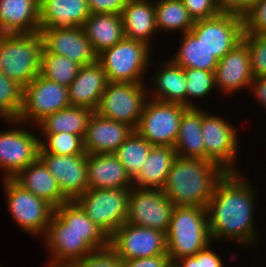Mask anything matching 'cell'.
I'll return each instance as SVG.
<instances>
[{
    "label": "cell",
    "mask_w": 266,
    "mask_h": 267,
    "mask_svg": "<svg viewBox=\"0 0 266 267\" xmlns=\"http://www.w3.org/2000/svg\"><path fill=\"white\" fill-rule=\"evenodd\" d=\"M152 146L134 130L114 152V155L124 166L132 180L140 173V169L146 162Z\"/></svg>",
    "instance_id": "e575fe53"
},
{
    "label": "cell",
    "mask_w": 266,
    "mask_h": 267,
    "mask_svg": "<svg viewBox=\"0 0 266 267\" xmlns=\"http://www.w3.org/2000/svg\"><path fill=\"white\" fill-rule=\"evenodd\" d=\"M130 188L87 189L74 201L110 237L126 222Z\"/></svg>",
    "instance_id": "8992f818"
},
{
    "label": "cell",
    "mask_w": 266,
    "mask_h": 267,
    "mask_svg": "<svg viewBox=\"0 0 266 267\" xmlns=\"http://www.w3.org/2000/svg\"><path fill=\"white\" fill-rule=\"evenodd\" d=\"M125 38L138 40L151 46L150 40L157 31L154 2L128 0L121 12Z\"/></svg>",
    "instance_id": "484cf974"
},
{
    "label": "cell",
    "mask_w": 266,
    "mask_h": 267,
    "mask_svg": "<svg viewBox=\"0 0 266 267\" xmlns=\"http://www.w3.org/2000/svg\"><path fill=\"white\" fill-rule=\"evenodd\" d=\"M187 106L146 99L135 131L151 145L174 147L180 119Z\"/></svg>",
    "instance_id": "9c48e42d"
},
{
    "label": "cell",
    "mask_w": 266,
    "mask_h": 267,
    "mask_svg": "<svg viewBox=\"0 0 266 267\" xmlns=\"http://www.w3.org/2000/svg\"><path fill=\"white\" fill-rule=\"evenodd\" d=\"M107 84L106 73L99 62L80 67L76 78L67 87L71 106L95 111Z\"/></svg>",
    "instance_id": "7402d4cb"
},
{
    "label": "cell",
    "mask_w": 266,
    "mask_h": 267,
    "mask_svg": "<svg viewBox=\"0 0 266 267\" xmlns=\"http://www.w3.org/2000/svg\"><path fill=\"white\" fill-rule=\"evenodd\" d=\"M44 238L47 250L52 256V262L50 261L47 267H68L94 251L55 213L51 217Z\"/></svg>",
    "instance_id": "e0dca14e"
},
{
    "label": "cell",
    "mask_w": 266,
    "mask_h": 267,
    "mask_svg": "<svg viewBox=\"0 0 266 267\" xmlns=\"http://www.w3.org/2000/svg\"><path fill=\"white\" fill-rule=\"evenodd\" d=\"M194 21L211 18L221 13L220 0H182Z\"/></svg>",
    "instance_id": "7bdbcfd3"
},
{
    "label": "cell",
    "mask_w": 266,
    "mask_h": 267,
    "mask_svg": "<svg viewBox=\"0 0 266 267\" xmlns=\"http://www.w3.org/2000/svg\"><path fill=\"white\" fill-rule=\"evenodd\" d=\"M54 213L94 251L109 246V237L96 226L75 201L57 206Z\"/></svg>",
    "instance_id": "4316f807"
},
{
    "label": "cell",
    "mask_w": 266,
    "mask_h": 267,
    "mask_svg": "<svg viewBox=\"0 0 266 267\" xmlns=\"http://www.w3.org/2000/svg\"><path fill=\"white\" fill-rule=\"evenodd\" d=\"M157 30L189 32L195 24L182 0H158L154 2Z\"/></svg>",
    "instance_id": "836d02e7"
},
{
    "label": "cell",
    "mask_w": 266,
    "mask_h": 267,
    "mask_svg": "<svg viewBox=\"0 0 266 267\" xmlns=\"http://www.w3.org/2000/svg\"><path fill=\"white\" fill-rule=\"evenodd\" d=\"M178 52L172 61L183 69L215 71L218 59L190 31L183 34Z\"/></svg>",
    "instance_id": "d6a6232c"
},
{
    "label": "cell",
    "mask_w": 266,
    "mask_h": 267,
    "mask_svg": "<svg viewBox=\"0 0 266 267\" xmlns=\"http://www.w3.org/2000/svg\"><path fill=\"white\" fill-rule=\"evenodd\" d=\"M39 158L70 201H74L88 189L87 153L81 155L39 153Z\"/></svg>",
    "instance_id": "ac0fdd59"
},
{
    "label": "cell",
    "mask_w": 266,
    "mask_h": 267,
    "mask_svg": "<svg viewBox=\"0 0 266 267\" xmlns=\"http://www.w3.org/2000/svg\"><path fill=\"white\" fill-rule=\"evenodd\" d=\"M94 110L81 106H69L45 116L36 125L41 133L66 132L84 138L88 121Z\"/></svg>",
    "instance_id": "1f68e13d"
},
{
    "label": "cell",
    "mask_w": 266,
    "mask_h": 267,
    "mask_svg": "<svg viewBox=\"0 0 266 267\" xmlns=\"http://www.w3.org/2000/svg\"><path fill=\"white\" fill-rule=\"evenodd\" d=\"M190 32L220 60L242 41L243 16L222 11L214 17L195 21Z\"/></svg>",
    "instance_id": "7c38bea8"
},
{
    "label": "cell",
    "mask_w": 266,
    "mask_h": 267,
    "mask_svg": "<svg viewBox=\"0 0 266 267\" xmlns=\"http://www.w3.org/2000/svg\"><path fill=\"white\" fill-rule=\"evenodd\" d=\"M43 48L52 54L68 57L81 67L98 62V53L82 27L40 28Z\"/></svg>",
    "instance_id": "2e32d148"
},
{
    "label": "cell",
    "mask_w": 266,
    "mask_h": 267,
    "mask_svg": "<svg viewBox=\"0 0 266 267\" xmlns=\"http://www.w3.org/2000/svg\"><path fill=\"white\" fill-rule=\"evenodd\" d=\"M237 172H226L207 204L211 241L232 239L241 245L257 242L254 223L255 188ZM245 180V181H244Z\"/></svg>",
    "instance_id": "6da1fadb"
},
{
    "label": "cell",
    "mask_w": 266,
    "mask_h": 267,
    "mask_svg": "<svg viewBox=\"0 0 266 267\" xmlns=\"http://www.w3.org/2000/svg\"><path fill=\"white\" fill-rule=\"evenodd\" d=\"M210 243L206 208L174 206L166 234L167 254L171 263L194 256Z\"/></svg>",
    "instance_id": "3957f363"
},
{
    "label": "cell",
    "mask_w": 266,
    "mask_h": 267,
    "mask_svg": "<svg viewBox=\"0 0 266 267\" xmlns=\"http://www.w3.org/2000/svg\"><path fill=\"white\" fill-rule=\"evenodd\" d=\"M40 138L26 129L0 132V169L4 178H13L39 158Z\"/></svg>",
    "instance_id": "9a60e30c"
},
{
    "label": "cell",
    "mask_w": 266,
    "mask_h": 267,
    "mask_svg": "<svg viewBox=\"0 0 266 267\" xmlns=\"http://www.w3.org/2000/svg\"><path fill=\"white\" fill-rule=\"evenodd\" d=\"M3 179L6 202L14 222L28 234L45 236L55 208L22 188L12 178Z\"/></svg>",
    "instance_id": "30bf717a"
},
{
    "label": "cell",
    "mask_w": 266,
    "mask_h": 267,
    "mask_svg": "<svg viewBox=\"0 0 266 267\" xmlns=\"http://www.w3.org/2000/svg\"><path fill=\"white\" fill-rule=\"evenodd\" d=\"M45 142L40 139L39 153L55 155L85 154L83 138L66 132L43 133Z\"/></svg>",
    "instance_id": "74e56055"
},
{
    "label": "cell",
    "mask_w": 266,
    "mask_h": 267,
    "mask_svg": "<svg viewBox=\"0 0 266 267\" xmlns=\"http://www.w3.org/2000/svg\"><path fill=\"white\" fill-rule=\"evenodd\" d=\"M12 179L25 190L50 203L54 208L70 201L62 193L58 182L40 158L19 171Z\"/></svg>",
    "instance_id": "603a6c76"
},
{
    "label": "cell",
    "mask_w": 266,
    "mask_h": 267,
    "mask_svg": "<svg viewBox=\"0 0 266 267\" xmlns=\"http://www.w3.org/2000/svg\"><path fill=\"white\" fill-rule=\"evenodd\" d=\"M170 263L168 255L121 260L122 267H168Z\"/></svg>",
    "instance_id": "f6af8a7d"
},
{
    "label": "cell",
    "mask_w": 266,
    "mask_h": 267,
    "mask_svg": "<svg viewBox=\"0 0 266 267\" xmlns=\"http://www.w3.org/2000/svg\"><path fill=\"white\" fill-rule=\"evenodd\" d=\"M247 44L253 77L266 76V35L243 34Z\"/></svg>",
    "instance_id": "ab89813d"
},
{
    "label": "cell",
    "mask_w": 266,
    "mask_h": 267,
    "mask_svg": "<svg viewBox=\"0 0 266 267\" xmlns=\"http://www.w3.org/2000/svg\"><path fill=\"white\" fill-rule=\"evenodd\" d=\"M162 67L164 68L152 77L155 89L149 99L186 106L185 69L175 64L171 58Z\"/></svg>",
    "instance_id": "4dcf8cb0"
},
{
    "label": "cell",
    "mask_w": 266,
    "mask_h": 267,
    "mask_svg": "<svg viewBox=\"0 0 266 267\" xmlns=\"http://www.w3.org/2000/svg\"><path fill=\"white\" fill-rule=\"evenodd\" d=\"M174 206L161 189L132 186L126 223L152 228L167 234Z\"/></svg>",
    "instance_id": "8fae6325"
},
{
    "label": "cell",
    "mask_w": 266,
    "mask_h": 267,
    "mask_svg": "<svg viewBox=\"0 0 266 267\" xmlns=\"http://www.w3.org/2000/svg\"><path fill=\"white\" fill-rule=\"evenodd\" d=\"M68 267H122L121 259L108 246L107 248L93 251L81 261Z\"/></svg>",
    "instance_id": "b9f144b4"
},
{
    "label": "cell",
    "mask_w": 266,
    "mask_h": 267,
    "mask_svg": "<svg viewBox=\"0 0 266 267\" xmlns=\"http://www.w3.org/2000/svg\"><path fill=\"white\" fill-rule=\"evenodd\" d=\"M144 85L146 84L108 82L95 112L105 118L125 123L135 130L141 119L145 99L149 98Z\"/></svg>",
    "instance_id": "52a82bcc"
},
{
    "label": "cell",
    "mask_w": 266,
    "mask_h": 267,
    "mask_svg": "<svg viewBox=\"0 0 266 267\" xmlns=\"http://www.w3.org/2000/svg\"><path fill=\"white\" fill-rule=\"evenodd\" d=\"M214 73L215 85L224 93H235L244 87H250L254 77L247 44L242 40L230 50L218 61Z\"/></svg>",
    "instance_id": "d6986e66"
},
{
    "label": "cell",
    "mask_w": 266,
    "mask_h": 267,
    "mask_svg": "<svg viewBox=\"0 0 266 267\" xmlns=\"http://www.w3.org/2000/svg\"><path fill=\"white\" fill-rule=\"evenodd\" d=\"M109 247L121 260L168 255L165 233L126 222L109 237Z\"/></svg>",
    "instance_id": "4fadbf2b"
},
{
    "label": "cell",
    "mask_w": 266,
    "mask_h": 267,
    "mask_svg": "<svg viewBox=\"0 0 266 267\" xmlns=\"http://www.w3.org/2000/svg\"><path fill=\"white\" fill-rule=\"evenodd\" d=\"M128 0H87L89 12L92 14H121Z\"/></svg>",
    "instance_id": "ee69618b"
},
{
    "label": "cell",
    "mask_w": 266,
    "mask_h": 267,
    "mask_svg": "<svg viewBox=\"0 0 266 267\" xmlns=\"http://www.w3.org/2000/svg\"><path fill=\"white\" fill-rule=\"evenodd\" d=\"M88 189L131 188L133 180L114 153L87 154Z\"/></svg>",
    "instance_id": "44dd1931"
},
{
    "label": "cell",
    "mask_w": 266,
    "mask_h": 267,
    "mask_svg": "<svg viewBox=\"0 0 266 267\" xmlns=\"http://www.w3.org/2000/svg\"><path fill=\"white\" fill-rule=\"evenodd\" d=\"M150 51L146 43L124 37L99 53L98 62L108 82L144 83L142 76L149 65Z\"/></svg>",
    "instance_id": "5b68a950"
},
{
    "label": "cell",
    "mask_w": 266,
    "mask_h": 267,
    "mask_svg": "<svg viewBox=\"0 0 266 267\" xmlns=\"http://www.w3.org/2000/svg\"><path fill=\"white\" fill-rule=\"evenodd\" d=\"M177 267H198V262L193 256L184 257L173 262Z\"/></svg>",
    "instance_id": "681fc988"
},
{
    "label": "cell",
    "mask_w": 266,
    "mask_h": 267,
    "mask_svg": "<svg viewBox=\"0 0 266 267\" xmlns=\"http://www.w3.org/2000/svg\"><path fill=\"white\" fill-rule=\"evenodd\" d=\"M201 133L205 145V160L218 164L226 172H237V131L224 118L213 116L202 110Z\"/></svg>",
    "instance_id": "5bb4252c"
},
{
    "label": "cell",
    "mask_w": 266,
    "mask_h": 267,
    "mask_svg": "<svg viewBox=\"0 0 266 267\" xmlns=\"http://www.w3.org/2000/svg\"><path fill=\"white\" fill-rule=\"evenodd\" d=\"M258 0H220L223 11L243 15Z\"/></svg>",
    "instance_id": "7dc6e473"
},
{
    "label": "cell",
    "mask_w": 266,
    "mask_h": 267,
    "mask_svg": "<svg viewBox=\"0 0 266 267\" xmlns=\"http://www.w3.org/2000/svg\"><path fill=\"white\" fill-rule=\"evenodd\" d=\"M133 131L129 125L105 118L94 111L83 138L85 153H114Z\"/></svg>",
    "instance_id": "ffe728a7"
},
{
    "label": "cell",
    "mask_w": 266,
    "mask_h": 267,
    "mask_svg": "<svg viewBox=\"0 0 266 267\" xmlns=\"http://www.w3.org/2000/svg\"><path fill=\"white\" fill-rule=\"evenodd\" d=\"M71 106L68 88L38 74L23 88V106L18 120H6L12 124H36L45 116ZM28 120V121H27Z\"/></svg>",
    "instance_id": "ba28073f"
},
{
    "label": "cell",
    "mask_w": 266,
    "mask_h": 267,
    "mask_svg": "<svg viewBox=\"0 0 266 267\" xmlns=\"http://www.w3.org/2000/svg\"><path fill=\"white\" fill-rule=\"evenodd\" d=\"M43 40L33 34H0V71L23 88L40 74Z\"/></svg>",
    "instance_id": "277c9868"
},
{
    "label": "cell",
    "mask_w": 266,
    "mask_h": 267,
    "mask_svg": "<svg viewBox=\"0 0 266 267\" xmlns=\"http://www.w3.org/2000/svg\"><path fill=\"white\" fill-rule=\"evenodd\" d=\"M80 67L68 57L48 53L43 48L40 75L44 78L68 87L76 78Z\"/></svg>",
    "instance_id": "d590c367"
},
{
    "label": "cell",
    "mask_w": 266,
    "mask_h": 267,
    "mask_svg": "<svg viewBox=\"0 0 266 267\" xmlns=\"http://www.w3.org/2000/svg\"><path fill=\"white\" fill-rule=\"evenodd\" d=\"M215 71L202 69H185L186 76V106L196 107L188 98H202L213 90L215 85Z\"/></svg>",
    "instance_id": "f35d334b"
},
{
    "label": "cell",
    "mask_w": 266,
    "mask_h": 267,
    "mask_svg": "<svg viewBox=\"0 0 266 267\" xmlns=\"http://www.w3.org/2000/svg\"><path fill=\"white\" fill-rule=\"evenodd\" d=\"M23 106V87L0 71V117L18 120Z\"/></svg>",
    "instance_id": "8d00e7d4"
},
{
    "label": "cell",
    "mask_w": 266,
    "mask_h": 267,
    "mask_svg": "<svg viewBox=\"0 0 266 267\" xmlns=\"http://www.w3.org/2000/svg\"><path fill=\"white\" fill-rule=\"evenodd\" d=\"M250 89L254 97H257V101H259L264 108L266 109V76L263 77H254L252 79Z\"/></svg>",
    "instance_id": "c3c4849f"
},
{
    "label": "cell",
    "mask_w": 266,
    "mask_h": 267,
    "mask_svg": "<svg viewBox=\"0 0 266 267\" xmlns=\"http://www.w3.org/2000/svg\"><path fill=\"white\" fill-rule=\"evenodd\" d=\"M89 15L87 0H39L40 28L82 27Z\"/></svg>",
    "instance_id": "d4e9b609"
},
{
    "label": "cell",
    "mask_w": 266,
    "mask_h": 267,
    "mask_svg": "<svg viewBox=\"0 0 266 267\" xmlns=\"http://www.w3.org/2000/svg\"><path fill=\"white\" fill-rule=\"evenodd\" d=\"M82 28L98 54L125 37L121 14L90 13Z\"/></svg>",
    "instance_id": "f1b7e54d"
},
{
    "label": "cell",
    "mask_w": 266,
    "mask_h": 267,
    "mask_svg": "<svg viewBox=\"0 0 266 267\" xmlns=\"http://www.w3.org/2000/svg\"><path fill=\"white\" fill-rule=\"evenodd\" d=\"M242 16L244 34L266 35V0H258Z\"/></svg>",
    "instance_id": "60d3db41"
},
{
    "label": "cell",
    "mask_w": 266,
    "mask_h": 267,
    "mask_svg": "<svg viewBox=\"0 0 266 267\" xmlns=\"http://www.w3.org/2000/svg\"><path fill=\"white\" fill-rule=\"evenodd\" d=\"M168 267H177L174 263H170Z\"/></svg>",
    "instance_id": "f907efd6"
},
{
    "label": "cell",
    "mask_w": 266,
    "mask_h": 267,
    "mask_svg": "<svg viewBox=\"0 0 266 267\" xmlns=\"http://www.w3.org/2000/svg\"><path fill=\"white\" fill-rule=\"evenodd\" d=\"M225 173L212 161L177 156L162 191L175 206L206 208L218 180Z\"/></svg>",
    "instance_id": "7a4b0ae2"
},
{
    "label": "cell",
    "mask_w": 266,
    "mask_h": 267,
    "mask_svg": "<svg viewBox=\"0 0 266 267\" xmlns=\"http://www.w3.org/2000/svg\"><path fill=\"white\" fill-rule=\"evenodd\" d=\"M40 32L39 0H0V34Z\"/></svg>",
    "instance_id": "cb8c5ba5"
},
{
    "label": "cell",
    "mask_w": 266,
    "mask_h": 267,
    "mask_svg": "<svg viewBox=\"0 0 266 267\" xmlns=\"http://www.w3.org/2000/svg\"><path fill=\"white\" fill-rule=\"evenodd\" d=\"M209 246L210 244L193 256L198 262V267H223L222 259Z\"/></svg>",
    "instance_id": "bcb514c9"
},
{
    "label": "cell",
    "mask_w": 266,
    "mask_h": 267,
    "mask_svg": "<svg viewBox=\"0 0 266 267\" xmlns=\"http://www.w3.org/2000/svg\"><path fill=\"white\" fill-rule=\"evenodd\" d=\"M176 157L174 147L153 145L140 173L133 180V186L162 190Z\"/></svg>",
    "instance_id": "f546056e"
},
{
    "label": "cell",
    "mask_w": 266,
    "mask_h": 267,
    "mask_svg": "<svg viewBox=\"0 0 266 267\" xmlns=\"http://www.w3.org/2000/svg\"><path fill=\"white\" fill-rule=\"evenodd\" d=\"M201 125L202 110L199 107H188L181 116L177 141L174 146L178 157L205 160Z\"/></svg>",
    "instance_id": "83f0119b"
}]
</instances>
